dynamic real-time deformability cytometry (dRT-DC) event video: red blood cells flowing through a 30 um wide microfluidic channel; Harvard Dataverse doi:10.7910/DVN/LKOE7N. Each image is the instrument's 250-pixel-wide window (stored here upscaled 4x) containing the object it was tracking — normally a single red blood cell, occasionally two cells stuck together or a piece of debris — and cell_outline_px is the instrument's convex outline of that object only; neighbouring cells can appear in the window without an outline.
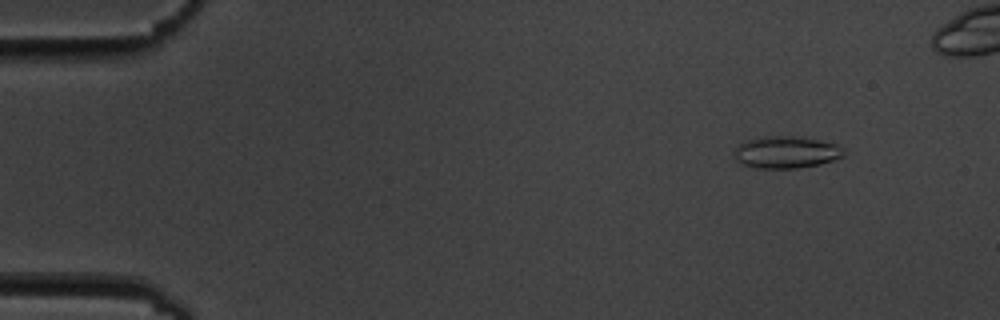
{"species": "common noctule bat (a hibernating species)", "species_latin": "Nyctalus noctula", "temperature_condition": "cold", "stored_images_in_passage": 6, "segment_of_instrument_passage": [2, 2], "camera_frame_rate_fps": 3000, "um_per_image_px": 0.085, "animal": {"sex": "male", "body_mass_g": 19.5, "forearm_length_mm": 54.6}, "frame": {"image": 1, "passage_image": 6, "time_ms": 6.667, "image_size_px": [1000, 320], "cell_outline_px": [[844, 156], [820, 164], [796, 168], [760, 168], [744, 164], [736, 160], [736, 148], [744, 140], [756, 136], [792, 136], [816, 140], [836, 144], [844, 148]], "centroid_in_image_um": [66.82, 12.93], "position_along_channel_um": 18.2, "area_um2": 20.23}}